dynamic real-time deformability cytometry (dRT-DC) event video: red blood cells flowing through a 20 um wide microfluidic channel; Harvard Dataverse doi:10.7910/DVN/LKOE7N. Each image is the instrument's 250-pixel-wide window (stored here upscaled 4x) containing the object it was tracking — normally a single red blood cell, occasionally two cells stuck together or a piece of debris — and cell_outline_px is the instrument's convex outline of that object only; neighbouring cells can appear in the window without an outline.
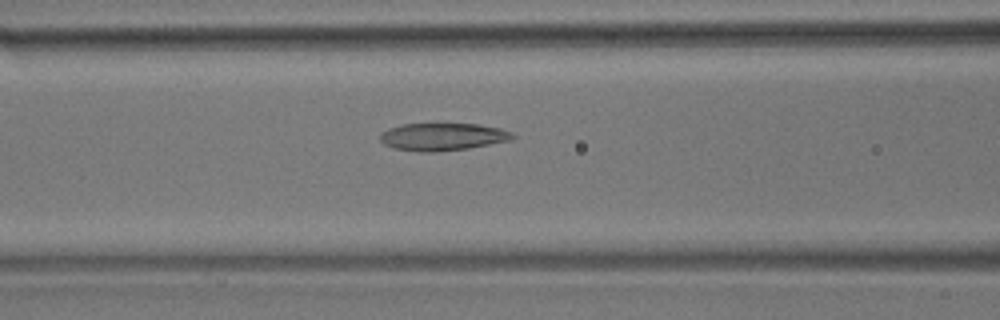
{"species": "common noctule bat (a hibernating species)", "species_latin": "Nyctalus noctula", "temperature_condition": "room temperature", "stored_images_in_passage": 36, "camera_frame_rate_fps": 3000, "um_per_image_px": 0.085, "animal": {"sex": "male", "body_mass_g": 17.9}, "frame": {"image": 1, "passage_image": 7, "time_ms": 2.0, "image_size_px": [1000, 320], "cell_outline_px": [[516, 136], [512, 140], [468, 148], [436, 152], [420, 152], [396, 148], [384, 144], [380, 140], [380, 136], [388, 128], [400, 124], [480, 124], [500, 128], [512, 132]], "centroid_in_image_um": [37.66, 11.62], "position_along_channel_um": 128.9, "area_um2": 21.21}}
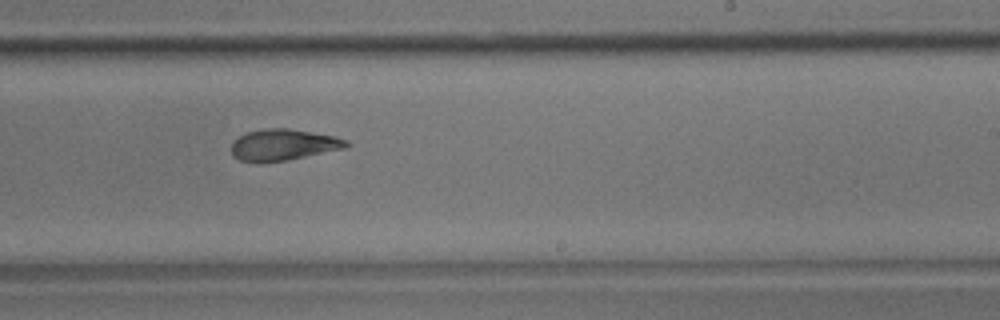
{"frame": {"image": 2, "passage_image": 18, "time_ms": 5.667, "image_size_px": [1000, 320], "cell_outline_px": [[352, 144], [348, 148], [288, 160], [260, 164], [240, 160], [232, 156], [232, 140], [248, 132], [264, 128], [288, 128], [336, 136], [348, 140]], "centroid_in_image_um": [24.11, 12.32], "position_along_channel_um": 264.9, "area_um2": 21.5}}
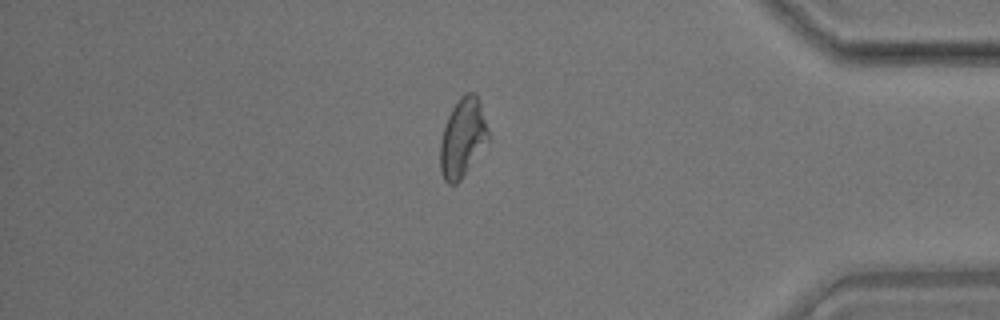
{"frame": {"image": 3, "passage_image": 31, "time_ms": 10.0, "image_size_px": [1000, 320], "cell_outline_px": [[492, 140], [460, 180], [456, 184], [448, 184], [444, 180], [440, 168], [440, 140], [448, 116], [452, 108], [460, 96], [464, 92], [476, 92]], "centroid_in_image_um": [39.36, 11.72], "position_along_channel_um": 395.8, "area_um2": 22.54}}